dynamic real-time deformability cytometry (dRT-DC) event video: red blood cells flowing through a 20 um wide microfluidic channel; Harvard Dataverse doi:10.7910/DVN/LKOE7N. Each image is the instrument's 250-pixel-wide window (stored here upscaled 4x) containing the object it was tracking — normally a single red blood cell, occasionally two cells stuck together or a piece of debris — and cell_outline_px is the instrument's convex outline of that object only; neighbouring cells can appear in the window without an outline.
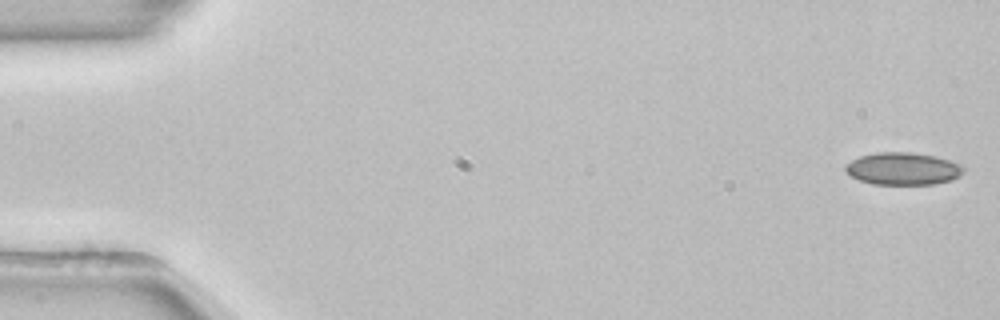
{"species": "common noctule bat (a hibernating species)", "species_latin": "Nyctalus noctula", "temperature_condition": "room temperature", "stored_images_in_passage": 52, "camera_frame_rate_fps": 3000, "um_per_image_px": 0.085, "animal": {"sex": "female", "body_mass_g": 22.7, "forearm_length_mm": 54.2}, "frame": {"image": 1, "passage_image": 1, "time_ms": 0.0, "image_size_px": [1000, 320], "cell_outline_px": [[964, 172], [952, 180], [932, 184], [872, 184], [860, 180], [852, 176], [844, 168], [844, 164], [860, 156], [876, 152], [912, 152], [936, 156], [960, 164], [964, 168]], "centroid_in_image_um": [76.75, 14.33], "position_along_channel_um": 8.3, "area_um2": 22.25}}
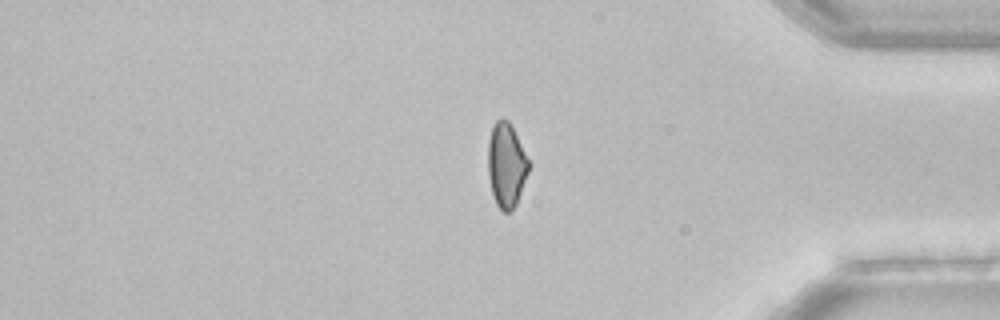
{"frame": {"image": 2, "passage_image": 44, "time_ms": 14.333, "image_size_px": [1000, 320], "cell_outline_px": [[532, 164], [516, 204], [508, 212], [504, 212], [496, 204], [492, 192], [488, 176], [488, 140], [492, 128], [496, 120], [500, 116], [508, 120]], "centroid_in_image_um": [43.05, 14.0], "position_along_channel_um": 392.2, "area_um2": 20.17}, "authors_computed_cell_mechanics": {"area_um2": 22.1374, "velocity_mm_per_s": 3.8844, "shape_relaxation_time_tau1_ms": null, "shape_relaxation_time_tau2_ms": 6.2185, "deformation_change_tau1": null, "deformation_change_tau2": 0.0918}}